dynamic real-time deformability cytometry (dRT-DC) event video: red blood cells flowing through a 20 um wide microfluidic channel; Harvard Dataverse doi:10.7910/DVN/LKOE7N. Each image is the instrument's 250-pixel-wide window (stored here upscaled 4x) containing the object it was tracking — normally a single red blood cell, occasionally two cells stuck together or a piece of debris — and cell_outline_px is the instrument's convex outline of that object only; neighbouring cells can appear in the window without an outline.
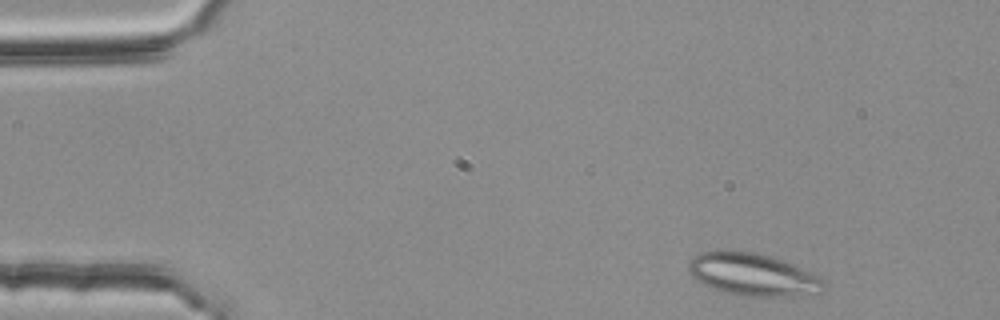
{"species": "common noctule bat (a hibernating species)", "species_latin": "Nyctalus noctula", "temperature_condition": "room temperature", "stored_images_in_passage": 45, "segment_of_instrument_passage": [1, 2], "camera_frame_rate_fps": 3000, "um_per_image_px": 0.085, "animal": {"sex": "female", "body_mass_g": 25.1}, "frame": {"image": 1, "passage_image": 1, "time_ms": 0.0, "image_size_px": [1000, 320], "cell_outline_px": [[824, 288], [820, 292], [792, 296], [740, 296], [724, 292], [712, 288], [704, 284], [692, 276], [688, 272], [688, 260], [692, 256], [700, 252], [716, 248], [724, 248], [756, 252], [772, 256], [784, 260], [812, 272], [820, 276], [824, 280]], "centroid_in_image_um": [63.93, 23.29], "position_along_channel_um": 21.1, "area_um2": 34.33}}